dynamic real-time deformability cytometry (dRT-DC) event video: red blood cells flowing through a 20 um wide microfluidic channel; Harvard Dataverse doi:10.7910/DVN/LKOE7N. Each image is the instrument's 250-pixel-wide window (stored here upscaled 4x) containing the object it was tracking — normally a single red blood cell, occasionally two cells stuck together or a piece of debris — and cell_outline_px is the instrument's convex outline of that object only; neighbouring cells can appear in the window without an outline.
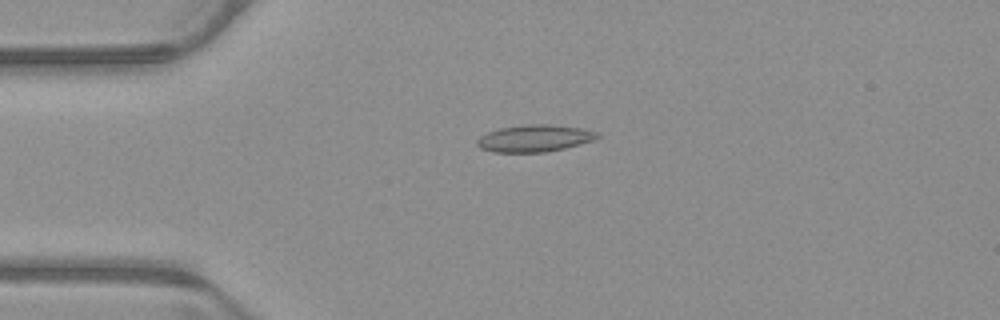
{"species": "common noctule bat (a hibernating species)", "species_latin": "Nyctalus noctula", "temperature_condition": "warm", "stored_images_in_passage": 53, "camera_frame_rate_fps": 3000, "um_per_image_px": 0.085, "animal": {"sex": "male", "body_mass_g": 23.1, "forearm_length_mm": 52.7}, "frame": {"image": 1, "passage_image": 13, "time_ms": 4.0, "image_size_px": [1000, 320], "cell_outline_px": [[600, 136], [596, 140], [548, 152], [492, 152], [480, 148], [476, 144], [476, 140], [480, 136], [488, 132], [500, 128], [524, 124], [548, 124], [580, 128], [596, 132]], "centroid_in_image_um": [45.42, 11.76], "position_along_channel_um": 39.6, "area_um2": 18.96}}
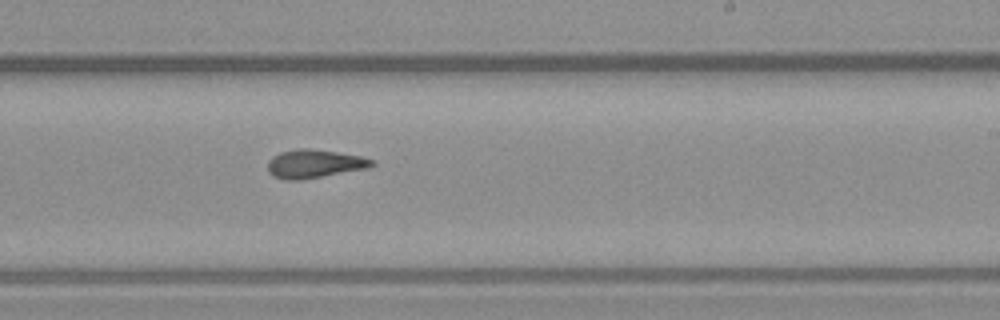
{"frame": {"image": 2, "passage_image": 32, "time_ms": 10.333, "image_size_px": [1000, 320], "cell_outline_px": [[376, 164], [372, 168], [300, 180], [284, 180], [272, 176], [268, 172], [268, 160], [272, 156], [280, 152], [296, 148], [308, 148], [336, 152], [360, 156], [376, 160]], "centroid_in_image_um": [26.74, 13.93], "position_along_channel_um": 262.3, "area_um2": 17.63}}
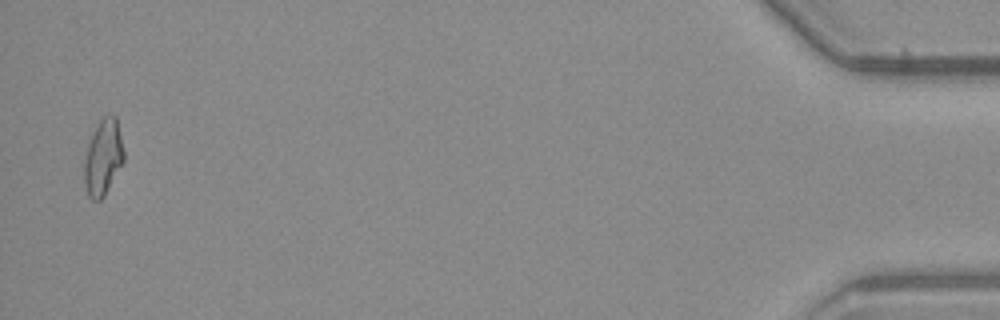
{"frame": {"image": 3, "passage_image": 52, "time_ms": 17.0, "image_size_px": [1000, 320], "cell_outline_px": [[124, 160], [104, 196], [100, 200], [92, 200], [88, 196], [84, 184], [84, 160], [88, 144], [92, 132], [96, 124], [104, 116], [116, 116], [124, 152]], "centroid_in_image_um": [8.74, 13.39], "position_along_channel_um": 426.5, "area_um2": 17.4}, "authors_computed_cell_mechanics": {"area_um2": 17.1088, "velocity_mm_per_s": 3.9301, "shape_relaxation_time_tau1_ms": null, "shape_relaxation_time_tau2_ms": 2.8821, "deformation_change_tau1": null, "deformation_change_tau2": 0.0944}}